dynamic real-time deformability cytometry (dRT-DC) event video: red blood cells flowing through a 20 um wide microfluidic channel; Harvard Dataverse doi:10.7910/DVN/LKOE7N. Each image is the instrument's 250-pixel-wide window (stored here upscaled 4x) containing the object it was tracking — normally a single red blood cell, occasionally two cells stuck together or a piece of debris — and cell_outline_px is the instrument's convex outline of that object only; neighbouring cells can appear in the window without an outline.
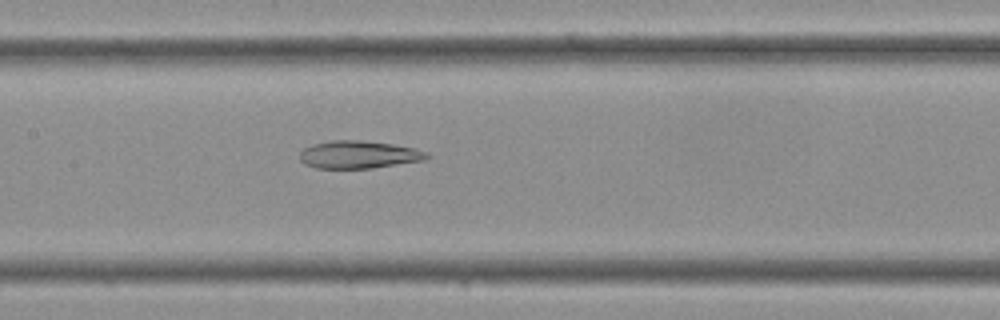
{"species": "Egyptian fruit bat (a non-hibernating species)", "species_latin": "Rousettus aegyptiacus", "temperature_condition": "cold", "stored_images_in_passage": 36, "camera_frame_rate_fps": 3000, "um_per_image_px": 0.085, "frame": {"image": 1, "passage_image": 17, "time_ms": 5.333, "image_size_px": [1000, 320], "cell_outline_px": [[432, 156], [428, 160], [372, 168], [316, 168], [304, 164], [300, 160], [300, 152], [304, 148], [312, 144], [332, 140], [360, 140], [392, 144], [416, 148], [428, 152]], "centroid_in_image_um": [30.55, 13.14], "position_along_channel_um": 176.9, "area_um2": 20.75}}
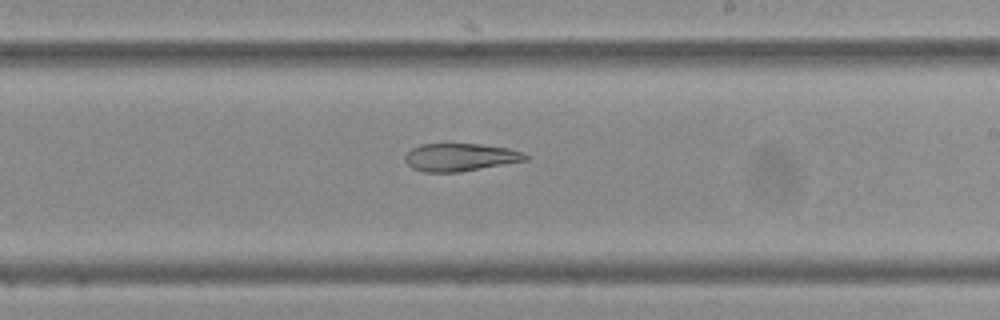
{"frame": {"image": 2, "passage_image": 21, "time_ms": 6.667, "image_size_px": [1000, 320], "cell_outline_px": [[528, 160], [460, 172], [424, 172], [412, 168], [404, 160], [404, 156], [412, 148], [420, 144], [480, 144], [508, 148], [524, 152], [528, 156]], "centroid_in_image_um": [39.12, 13.36], "position_along_channel_um": 249.9, "area_um2": 19.54}}
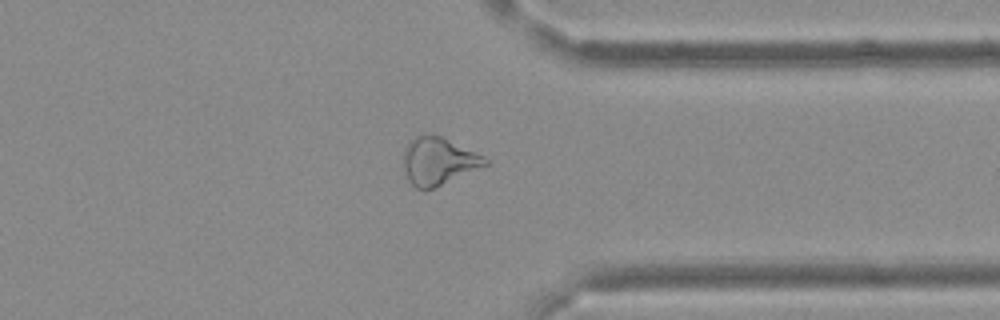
{"frame": {"image": 3, "passage_image": 28, "time_ms": 9.0, "image_size_px": [1000, 320], "cell_outline_px": [[488, 164], [432, 188], [416, 188], [408, 180], [404, 168], [404, 148], [416, 136], [444, 136], [484, 156], [488, 160]], "centroid_in_image_um": [37.27, 13.68], "position_along_channel_um": 374.1, "area_um2": 22.02}}